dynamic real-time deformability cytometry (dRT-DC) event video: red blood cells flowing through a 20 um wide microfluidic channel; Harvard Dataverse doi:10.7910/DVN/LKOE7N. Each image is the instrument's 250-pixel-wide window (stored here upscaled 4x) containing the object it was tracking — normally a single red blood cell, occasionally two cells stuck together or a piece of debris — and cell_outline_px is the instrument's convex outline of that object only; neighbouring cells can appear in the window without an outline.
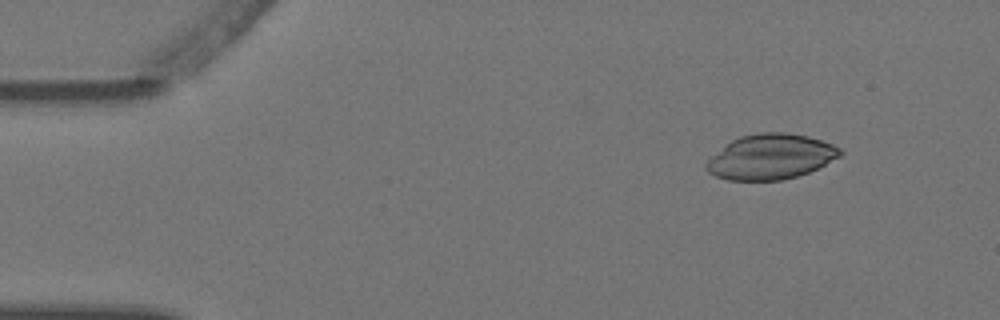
{"species": "Egyptian fruit bat (a non-hibernating species)", "species_latin": "Rousettus aegyptiacus", "temperature_condition": "warm", "stored_images_in_passage": 4, "camera_frame_rate_fps": 3000, "um_per_image_px": 0.085, "animal": {"sex": "female"}, "frame": {"image": 1, "passage_image": 1, "time_ms": 0.0, "image_size_px": [1000, 320], "cell_outline_px": [[844, 152], [840, 156], [808, 172], [796, 176], [780, 180], [728, 180], [716, 176], [708, 172], [704, 168], [704, 164], [712, 156], [732, 140], [740, 136], [760, 132], [788, 132], [808, 136], [832, 144], [840, 148]], "centroid_in_image_um": [65.49, 13.32], "position_along_channel_um": 19.5, "area_um2": 34.97}}